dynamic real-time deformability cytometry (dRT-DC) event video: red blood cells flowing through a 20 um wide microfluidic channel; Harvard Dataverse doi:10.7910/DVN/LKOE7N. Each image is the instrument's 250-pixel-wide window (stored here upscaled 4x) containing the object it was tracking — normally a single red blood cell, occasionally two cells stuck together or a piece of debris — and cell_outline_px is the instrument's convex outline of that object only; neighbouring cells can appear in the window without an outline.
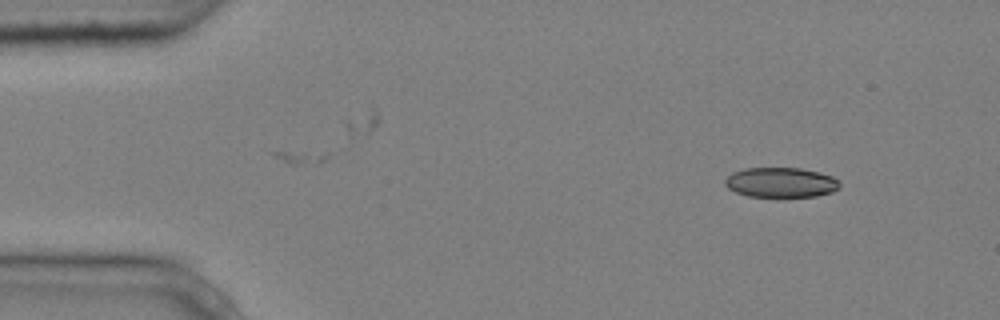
{"species": "common noctule bat (a hibernating species)", "species_latin": "Nyctalus noctula", "temperature_condition": "cold", "stored_images_in_passage": 5, "camera_frame_rate_fps": 3000, "um_per_image_px": 0.085, "animal": {"sex": "male", "body_mass_g": 20.4}, "frame": {"image": 1, "passage_image": 1, "time_ms": 0.0, "image_size_px": [1000, 320], "cell_outline_px": [[840, 188], [832, 192], [816, 196], [748, 196], [736, 192], [728, 188], [724, 184], [724, 180], [732, 172], [744, 168], [800, 168], [820, 172], [832, 176], [840, 180]], "centroid_in_image_um": [66.39, 15.49], "position_along_channel_um": 18.6, "area_um2": 20.06}}
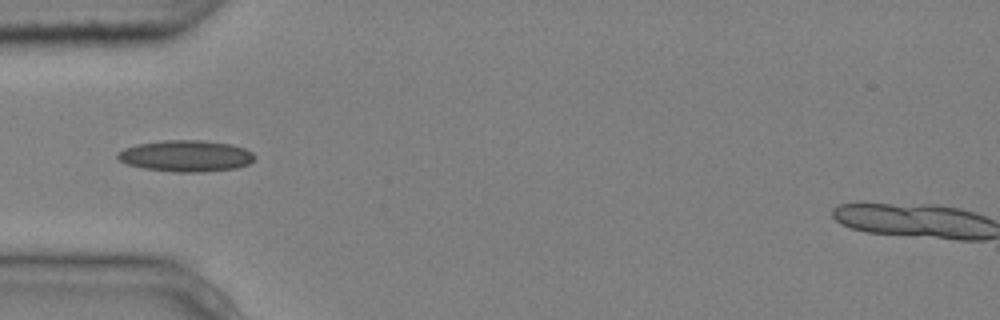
{"frame": {"image": 2, "passage_image": 3, "time_ms": 0.667, "image_size_px": [1000, 320], "cell_outline_px": [[256, 156], [248, 164], [236, 168], [200, 172], [172, 172], [144, 168], [128, 164], [120, 160], [116, 156], [124, 148], [136, 144], [164, 140], [200, 140], [232, 144], [244, 148], [252, 152]], "centroid_in_image_um": [15.81, 13.25], "position_along_channel_um": 69.2, "area_um2": 24.97}}
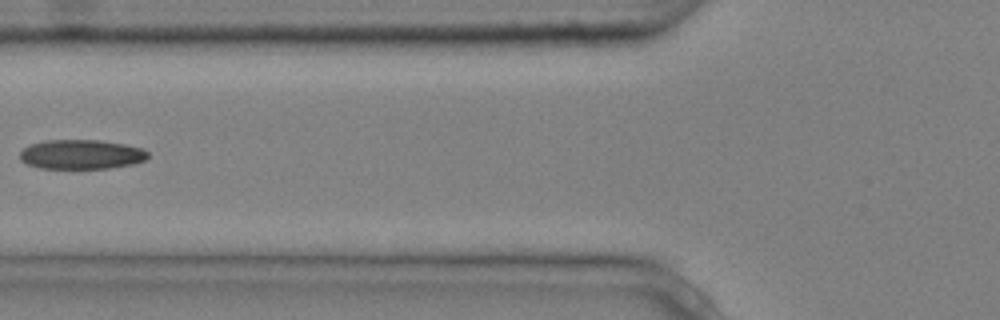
{"frame": {"image": 3, "passage_image": 4, "time_ms": 1.0, "image_size_px": [1000, 320], "cell_outline_px": [[148, 156], [144, 160], [132, 164], [108, 168], [40, 168], [28, 164], [20, 160], [20, 152], [28, 144], [44, 140], [100, 140], [124, 144], [140, 148], [148, 152]], "centroid_in_image_um": [6.87, 13.11], "position_along_channel_um": 118.9, "area_um2": 21.91}}